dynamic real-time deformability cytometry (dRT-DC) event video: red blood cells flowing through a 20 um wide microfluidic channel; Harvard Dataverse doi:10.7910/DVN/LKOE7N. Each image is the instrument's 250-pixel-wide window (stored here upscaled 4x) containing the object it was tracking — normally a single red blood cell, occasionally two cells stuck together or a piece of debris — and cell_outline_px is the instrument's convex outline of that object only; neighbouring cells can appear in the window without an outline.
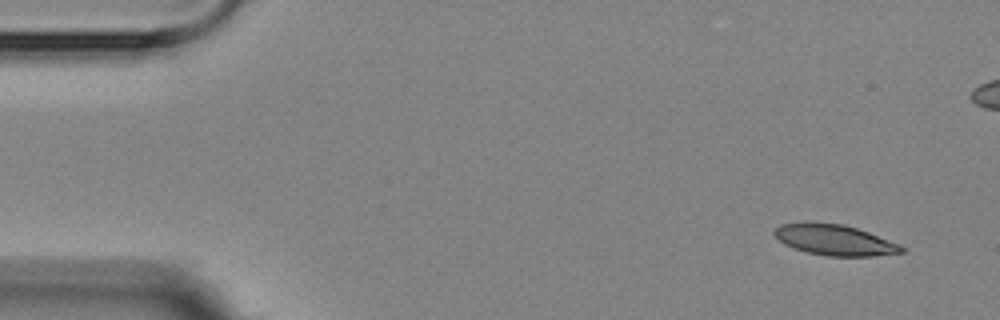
{"species": "Egyptian fruit bat (a non-hibernating species)", "species_latin": "Rousettus aegyptiacus", "temperature_condition": "room temperature", "stored_images_in_passage": 2, "camera_frame_rate_fps": 3000, "um_per_image_px": 0.085, "animal": {"sex": "female"}, "frame": {"image": 1, "passage_image": 1, "time_ms": 0.0, "image_size_px": [1000, 320], "cell_outline_px": [[904, 252], [872, 256], [828, 256], [808, 252], [784, 244], [772, 232], [780, 224], [844, 224], [868, 232], [900, 244], [904, 248]], "centroid_in_image_um": [71.0, 20.42], "position_along_channel_um": 14.0, "area_um2": 22.02}}